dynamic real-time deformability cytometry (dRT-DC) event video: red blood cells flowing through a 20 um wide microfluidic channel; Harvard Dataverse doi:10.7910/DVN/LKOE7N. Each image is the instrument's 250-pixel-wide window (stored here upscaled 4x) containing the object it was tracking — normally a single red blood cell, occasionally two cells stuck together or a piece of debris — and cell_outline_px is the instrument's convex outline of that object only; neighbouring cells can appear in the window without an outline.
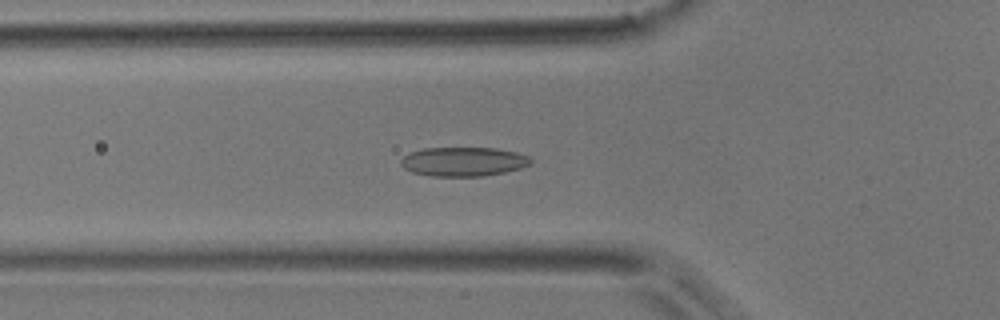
{"species": "common noctule bat (a hibernating species)", "species_latin": "Nyctalus noctula", "temperature_condition": "room temperature", "stored_images_in_passage": 49, "camera_frame_rate_fps": 3000, "um_per_image_px": 0.085, "animal": {"sex": "male", "body_mass_g": 17.9}, "frame": {"image": 1, "passage_image": 16, "time_ms": 5.0, "image_size_px": [1000, 320], "cell_outline_px": [[532, 164], [520, 168], [504, 172], [484, 176], [432, 176], [412, 172], [404, 168], [400, 164], [400, 160], [408, 152], [424, 148], [496, 148], [516, 152], [528, 156], [532, 160]], "centroid_in_image_um": [39.38, 13.73], "position_along_channel_um": 86.4, "area_um2": 22.14}}
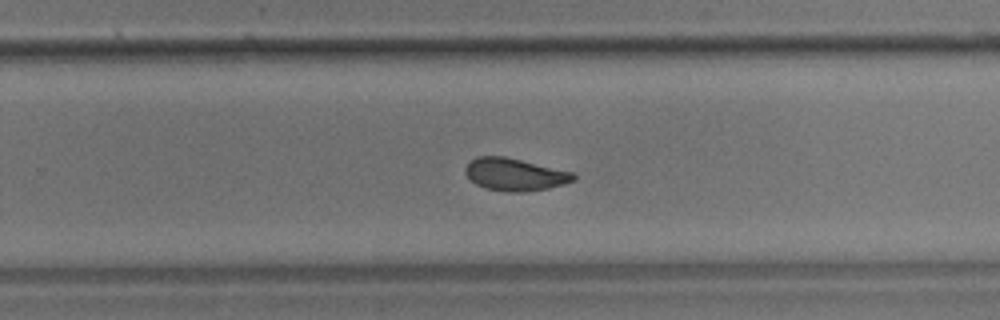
{"frame": {"image": 2, "passage_image": 31, "time_ms": 10.0, "image_size_px": [1000, 320], "cell_outline_px": [[576, 180], [564, 184], [548, 188], [524, 192], [508, 192], [484, 188], [476, 184], [464, 172], [464, 168], [476, 156], [504, 156], [572, 172], [576, 176]], "centroid_in_image_um": [43.75, 14.83], "position_along_channel_um": 286.0, "area_um2": 20.35}}
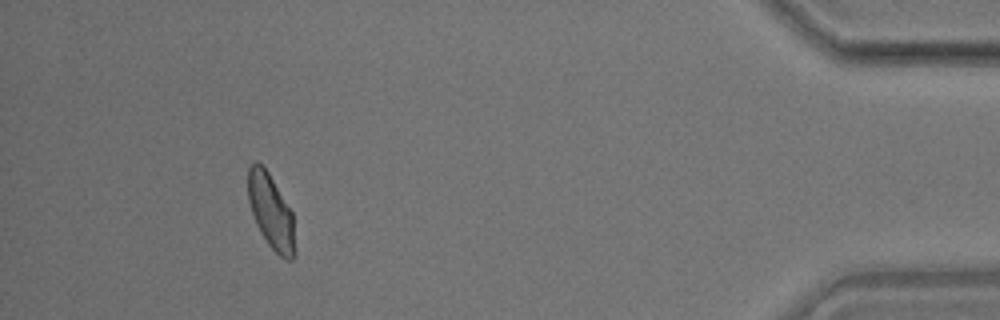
{"frame": {"image": 3, "passage_image": 45, "time_ms": 14.667, "image_size_px": [1000, 320], "cell_outline_px": [[296, 256], [292, 260], [288, 260], [280, 256], [268, 244], [260, 232], [256, 224], [248, 200], [248, 168], [256, 160], [268, 172], [292, 212], [296, 252]], "centroid_in_image_um": [23.04, 18.02], "position_along_channel_um": 412.2, "area_um2": 20.29}, "authors_computed_cell_mechanics": {"area_um2": 20.8658, "velocity_mm_per_s": 3.9851, "shape_relaxation_time_tau1_ms": 5.1176, "shape_relaxation_time_tau2_ms": 1.9222, "deformation_change_tau1": 0.1163, "deformation_change_tau2": 0.0788}}